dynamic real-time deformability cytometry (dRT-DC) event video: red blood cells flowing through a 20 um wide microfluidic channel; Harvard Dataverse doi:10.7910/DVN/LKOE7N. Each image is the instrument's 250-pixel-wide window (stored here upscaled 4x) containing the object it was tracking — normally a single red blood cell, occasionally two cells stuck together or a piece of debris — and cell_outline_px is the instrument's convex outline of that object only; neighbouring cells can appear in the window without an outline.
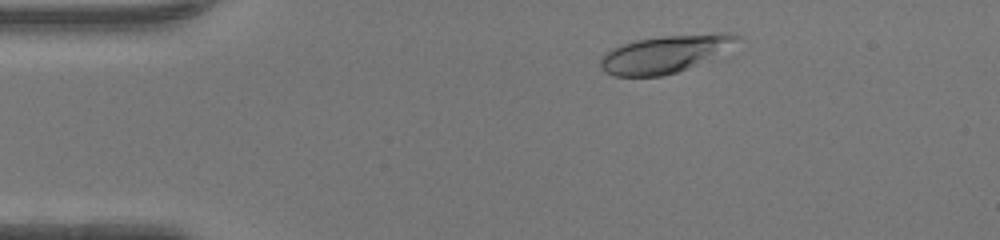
{"species": "human", "species_latin": "Homo sapiens", "temperature_condition": "warm", "stored_images_in_passage": 43, "camera_frame_rate_fps": 3000, "um_per_image_px": 0.085, "donor": {"sex": "female"}, "frame": {"image": 1, "passage_image": 4, "time_ms": 1.0, "image_size_px": [1000, 240], "cell_outline_px": [[740, 40], [732, 56], [676, 72], [660, 76], [616, 76], [604, 72], [600, 68], [600, 56], [604, 52], [612, 48], [636, 40], [664, 36], [716, 32], [728, 32], [740, 36]], "centroid_in_image_um": [56.77, 4.58], "position_along_channel_um": 28.2, "area_um2": 31.56}}
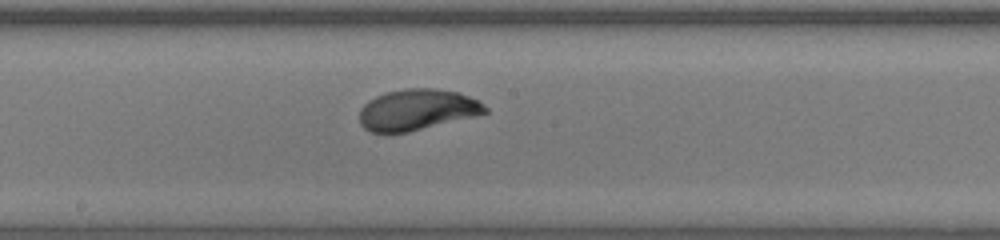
{"frame": {"image": 2, "passage_image": 21, "time_ms": 6.667, "image_size_px": [1000, 240], "cell_outline_px": [[488, 112], [476, 116], [408, 132], [372, 132], [364, 128], [360, 124], [360, 108], [368, 100], [384, 92], [408, 88], [436, 88], [456, 92], [480, 100], [488, 108]], "centroid_in_image_um": [35.47, 9.32], "position_along_channel_um": 212.7, "area_um2": 30.11}}
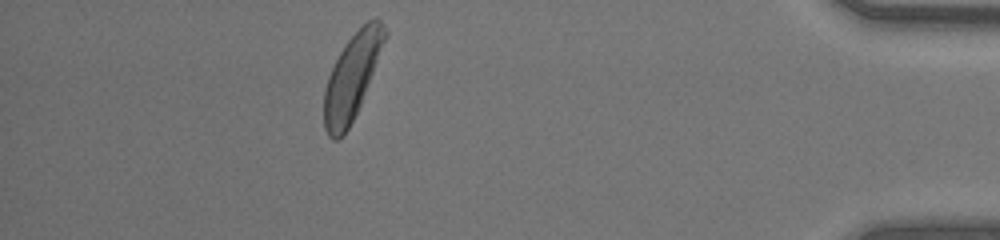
{"frame": {"image": 3, "passage_image": 38, "time_ms": 12.333, "image_size_px": [1000, 240], "cell_outline_px": [[388, 36], [360, 104], [348, 128], [336, 140], [332, 140], [328, 136], [324, 128], [324, 88], [328, 76], [340, 52], [348, 40], [368, 20], [376, 16], [380, 20], [388, 32]], "centroid_in_image_um": [29.93, 6.49], "position_along_channel_um": 405.3, "area_um2": 29.71}, "authors_computed_cell_mechanics": {"area_um2": 29.7092, "velocity_mm_per_s": 4.3359, "shape_relaxation_time_tau1_ms": 2.8538, "shape_relaxation_time_tau2_ms": null, "deformation_change_tau1": 0.1789, "deformation_change_tau2": null}}